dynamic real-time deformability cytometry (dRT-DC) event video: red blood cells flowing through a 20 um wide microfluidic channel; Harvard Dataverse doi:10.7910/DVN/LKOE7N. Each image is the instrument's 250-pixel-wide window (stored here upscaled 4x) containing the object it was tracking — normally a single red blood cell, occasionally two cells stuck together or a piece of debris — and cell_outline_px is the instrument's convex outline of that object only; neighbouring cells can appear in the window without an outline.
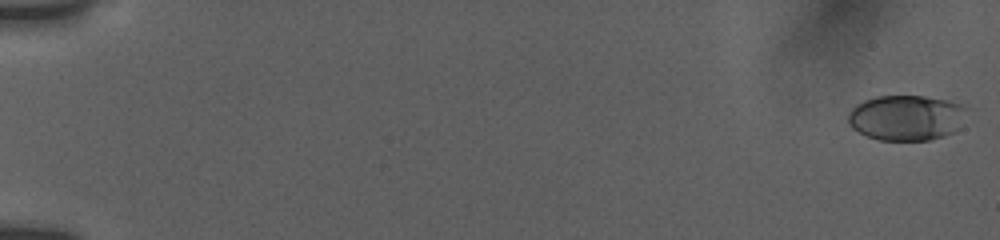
{"species": "human", "species_latin": "Homo sapiens", "temperature_condition": "room temperature", "stored_images_in_passage": 26, "camera_frame_rate_fps": 3000, "um_per_image_px": 0.085, "donor": {"sex": "female"}, "frame": {"image": 1, "passage_image": 2, "time_ms": 0.333, "image_size_px": [1000, 240], "cell_outline_px": [[968, 108], [960, 128], [944, 136], [928, 140], [876, 140], [852, 128], [848, 124], [848, 116], [852, 108], [856, 104], [864, 100], [876, 96], [924, 96], [948, 100], [964, 104]], "centroid_in_image_um": [77.06, 10.0], "position_along_channel_um": 7.9, "area_um2": 31.67}}
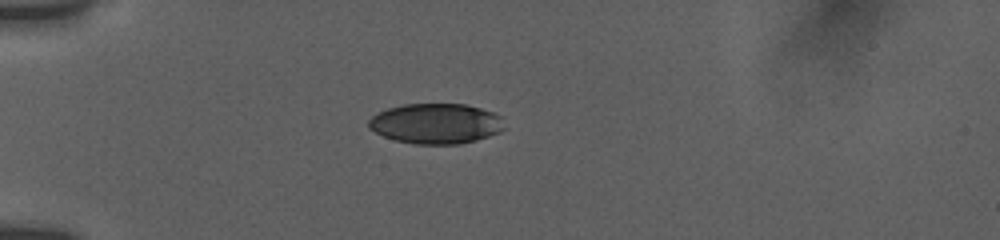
{"frame": {"image": 2, "passage_image": 19, "time_ms": 5.667, "image_size_px": [1000, 240], "cell_outline_px": [[504, 128], [500, 132], [476, 140], [460, 144], [416, 144], [396, 140], [384, 136], [368, 128], [368, 120], [372, 116], [388, 108], [404, 104], [464, 104], [480, 108], [492, 112], [500, 116]], "centroid_in_image_um": [37.04, 10.5], "position_along_channel_um": 48.0, "area_um2": 31.67}}
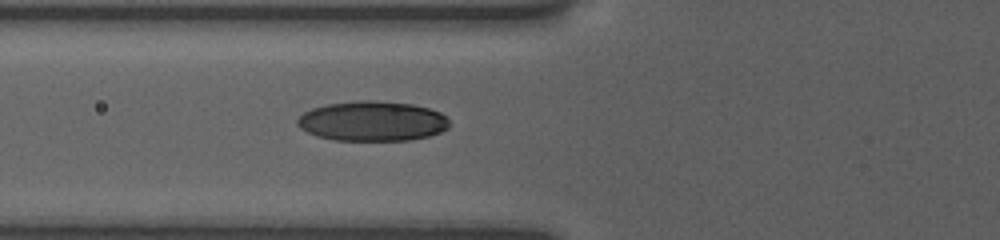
{"frame": {"image": 3, "passage_image": 26, "time_ms": 7.667, "image_size_px": [1000, 240], "cell_outline_px": [[448, 128], [440, 132], [428, 136], [408, 140], [332, 140], [316, 136], [300, 128], [296, 124], [296, 120], [304, 112], [312, 108], [328, 104], [360, 100], [372, 100], [412, 104], [428, 108], [440, 112], [448, 120]], "centroid_in_image_um": [31.62, 10.3], "position_along_channel_um": 94.2, "area_um2": 35.26}}